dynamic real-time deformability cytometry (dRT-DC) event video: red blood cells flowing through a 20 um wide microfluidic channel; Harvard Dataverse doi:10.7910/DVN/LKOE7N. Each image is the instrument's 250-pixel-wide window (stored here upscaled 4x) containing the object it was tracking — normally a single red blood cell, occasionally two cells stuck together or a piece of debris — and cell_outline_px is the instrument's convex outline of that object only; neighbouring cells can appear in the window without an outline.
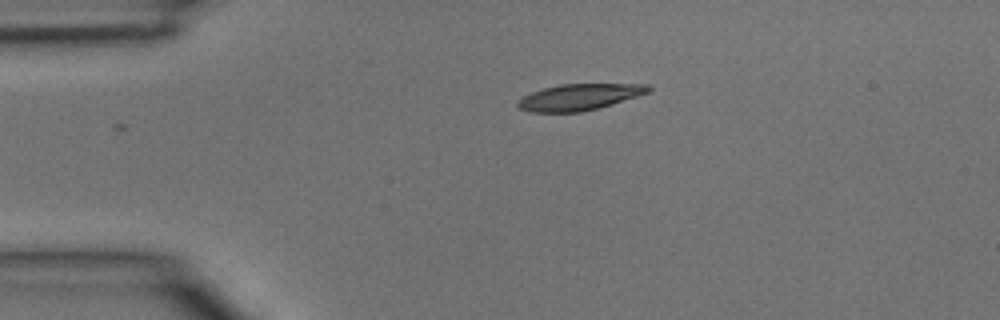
{"species": "common noctule bat (a hibernating species)", "species_latin": "Nyctalus noctula", "temperature_condition": "room temperature", "stored_images_in_passage": 4, "camera_frame_rate_fps": 3000, "um_per_image_px": 0.085, "animal": {"sex": "male", "body_mass_g": 15.6}, "frame": {"image": 1, "passage_image": 4, "time_ms": 1.0, "image_size_px": [1000, 320], "cell_outline_px": [[652, 88], [648, 92], [612, 104], [580, 112], [532, 112], [520, 108], [516, 104], [524, 96], [532, 92], [544, 88], [560, 84], [648, 84]], "centroid_in_image_um": [49.24, 8.24], "position_along_channel_um": 35.8, "area_um2": 19.65}}